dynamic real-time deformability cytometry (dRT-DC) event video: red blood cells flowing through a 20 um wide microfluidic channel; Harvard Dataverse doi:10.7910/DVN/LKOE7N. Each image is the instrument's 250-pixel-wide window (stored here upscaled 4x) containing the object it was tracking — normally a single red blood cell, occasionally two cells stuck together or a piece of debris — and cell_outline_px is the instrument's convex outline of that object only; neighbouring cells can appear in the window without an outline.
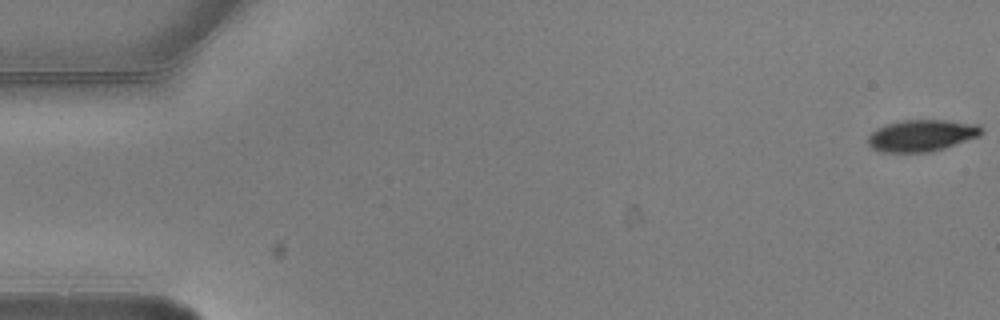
{"species": "common noctule bat (a hibernating species)", "species_latin": "Nyctalus noctula", "temperature_condition": "warm", "stored_images_in_passage": 2, "camera_frame_rate_fps": 3000, "um_per_image_px": 0.085, "animal": {"sex": "male", "body_mass_g": 20.5, "forearm_length_mm": 52.5}, "frame": {"image": 1, "passage_image": 2, "time_ms": 0.333, "image_size_px": [1000, 320], "cell_outline_px": [[984, 132], [980, 136], [944, 148], [928, 152], [884, 152], [872, 148], [868, 144], [868, 136], [876, 128], [884, 124], [900, 120], [948, 120], [976, 124]], "centroid_in_image_um": [78.32, 11.51], "position_along_channel_um": 6.7, "area_um2": 20.98}}